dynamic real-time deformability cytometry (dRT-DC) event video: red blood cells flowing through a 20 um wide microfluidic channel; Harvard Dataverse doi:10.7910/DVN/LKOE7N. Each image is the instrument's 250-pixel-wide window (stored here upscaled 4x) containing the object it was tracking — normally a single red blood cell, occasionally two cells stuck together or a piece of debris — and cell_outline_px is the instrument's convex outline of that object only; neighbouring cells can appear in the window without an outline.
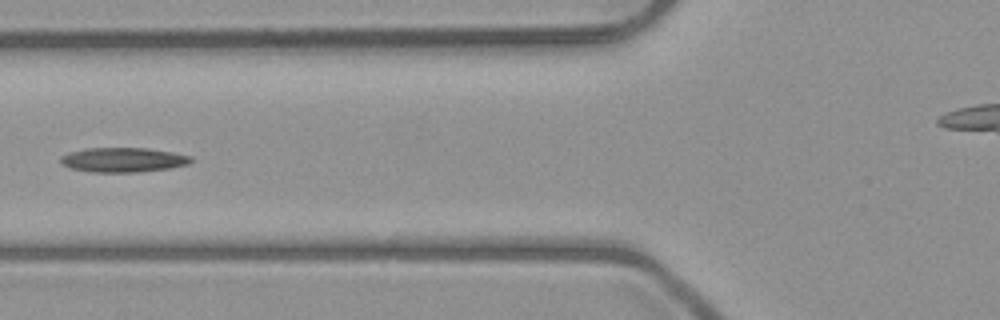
{"species": "common noctule bat (a hibernating species)", "species_latin": "Nyctalus noctula", "temperature_condition": "room temperature", "stored_images_in_passage": 6, "camera_frame_rate_fps": 3000, "um_per_image_px": 0.085, "animal": {"sex": "male", "body_mass_g": 23.1, "forearm_length_mm": 52.7}, "frame": {"image": 1, "passage_image": 5, "time_ms": 4.667, "image_size_px": [1000, 320], "cell_outline_px": [[192, 160], [188, 164], [168, 168], [136, 172], [92, 172], [72, 168], [60, 164], [60, 156], [68, 152], [88, 148], [148, 148], [172, 152], [192, 156]], "centroid_in_image_um": [10.44, 13.58], "position_along_channel_um": 115.4, "area_um2": 18.61}}
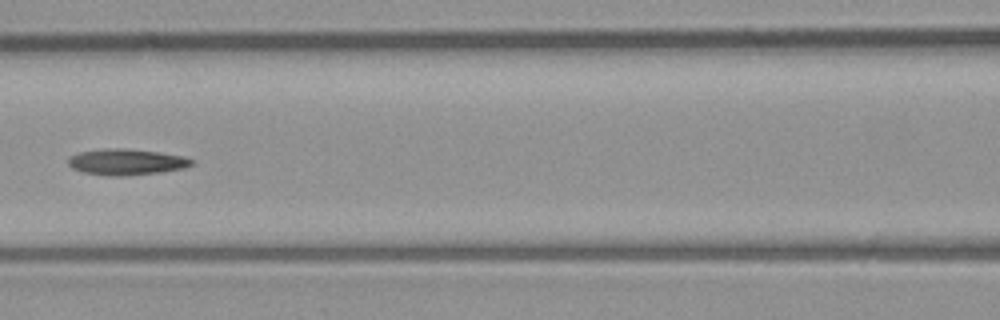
{"frame": {"image": 2, "passage_image": 6, "time_ms": 5.667, "image_size_px": [1000, 320], "cell_outline_px": [[196, 160], [192, 164], [184, 168], [160, 172], [124, 176], [108, 176], [84, 172], [72, 168], [68, 164], [68, 160], [72, 156], [80, 152], [116, 148], [120, 148], [160, 152], [184, 156]], "centroid_in_image_um": [10.8, 13.77], "position_along_channel_um": 155.8, "area_um2": 18.55}}